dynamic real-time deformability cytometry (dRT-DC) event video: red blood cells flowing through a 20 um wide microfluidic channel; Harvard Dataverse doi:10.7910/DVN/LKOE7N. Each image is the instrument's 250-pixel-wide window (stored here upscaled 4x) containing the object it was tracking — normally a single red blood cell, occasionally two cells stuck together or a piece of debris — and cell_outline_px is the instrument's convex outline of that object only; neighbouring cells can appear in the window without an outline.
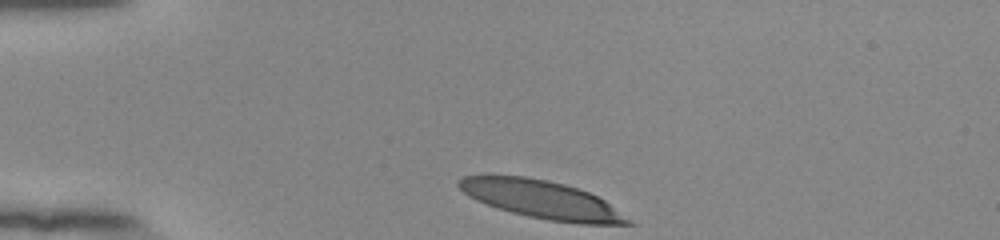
{"species": "human", "species_latin": "Homo sapiens", "temperature_condition": "room temperature", "stored_images_in_passage": 34, "camera_frame_rate_fps": 3000, "um_per_image_px": 0.085, "donor": {"sex": "female"}, "frame": {"image": 1, "passage_image": 1, "time_ms": 0.0, "image_size_px": [1000, 240], "cell_outline_px": [[636, 224], [580, 224], [548, 220], [528, 216], [512, 212], [476, 200], [468, 196], [456, 184], [456, 180], [464, 176], [524, 176], [548, 180], [564, 184], [588, 192], [604, 200], [632, 220]], "centroid_in_image_um": [46.06, 16.96], "position_along_channel_um": 38.9, "area_um2": 37.05}}
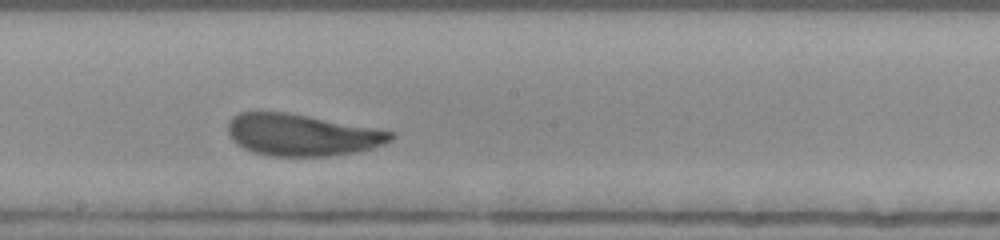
{"frame": {"image": 2, "passage_image": 19, "time_ms": 6.0, "image_size_px": [1000, 240], "cell_outline_px": [[396, 136], [392, 140], [384, 144], [360, 152], [328, 156], [272, 156], [252, 152], [244, 148], [232, 140], [228, 132], [228, 120], [232, 116], [240, 112], [288, 112], [376, 128], [396, 132]], "centroid_in_image_um": [25.69, 11.47], "position_along_channel_um": 222.5, "area_um2": 40.0}}
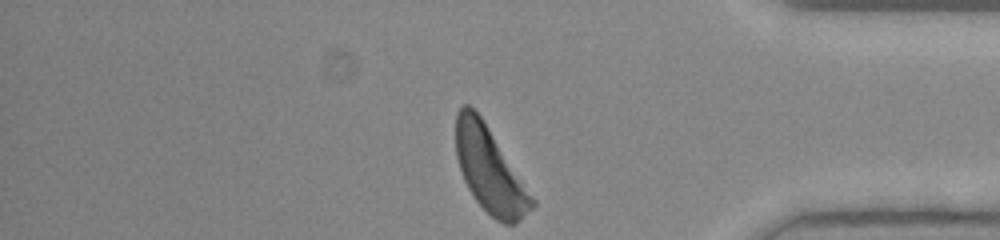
{"frame": {"image": 3, "passage_image": 34, "time_ms": 11.0, "image_size_px": [1000, 240], "cell_outline_px": [[536, 204], [516, 224], [504, 224], [496, 220], [476, 200], [468, 188], [464, 180], [456, 156], [456, 112], [464, 104], [468, 104], [480, 116], [536, 200]], "centroid_in_image_um": [41.63, 14.47], "position_along_channel_um": 393.6, "area_um2": 37.05}, "authors_computed_cell_mechanics": {"area_um2": 39.9398, "velocity_mm_per_s": 3.8123, "shape_relaxation_time_tau1_ms": 2.8528, "shape_relaxation_time_tau2_ms": 1.2798, "deformation_change_tau1": 0.1662, "deformation_change_tau2": 0.0855}}